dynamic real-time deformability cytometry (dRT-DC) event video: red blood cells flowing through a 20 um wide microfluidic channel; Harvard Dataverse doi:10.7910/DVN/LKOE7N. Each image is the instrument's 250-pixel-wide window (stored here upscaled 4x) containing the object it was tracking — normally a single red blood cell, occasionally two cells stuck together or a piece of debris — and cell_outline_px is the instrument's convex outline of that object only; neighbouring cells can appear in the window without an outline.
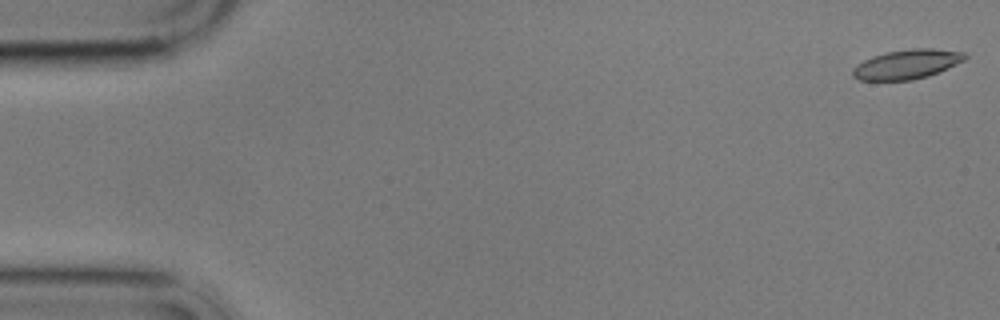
{"species": "common noctule bat (a hibernating species)", "species_latin": "Nyctalus noctula", "temperature_condition": "cold", "stored_images_in_passage": 13, "camera_frame_rate_fps": 3000, "um_per_image_px": 0.085, "animal": {"sex": "male", "body_mass_g": 17.9}, "frame": {"image": 1, "passage_image": 1, "time_ms": 0.0, "image_size_px": [1000, 320], "cell_outline_px": [[968, 56], [964, 60], [948, 68], [928, 76], [912, 80], [860, 80], [852, 76], [852, 68], [856, 64], [872, 56], [888, 52], [912, 48], [932, 48], [964, 52]], "centroid_in_image_um": [77.08, 5.46], "position_along_channel_um": 7.9, "area_um2": 19.25}}
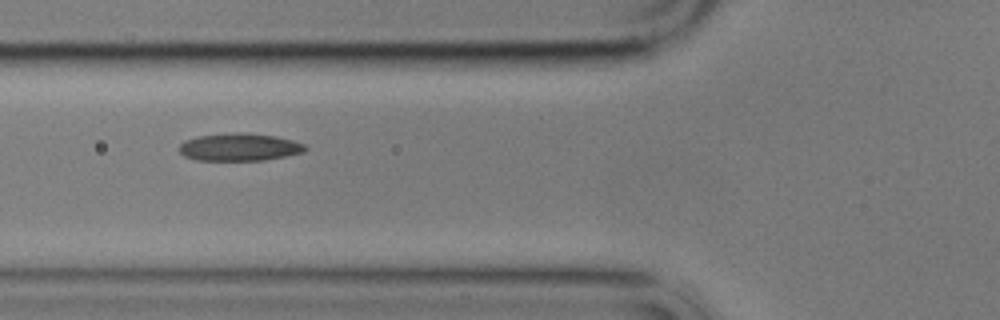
{"frame": {"image": 2, "passage_image": 6, "time_ms": 6.667, "image_size_px": [1000, 320], "cell_outline_px": [[308, 148], [304, 152], [264, 160], [196, 160], [184, 156], [180, 152], [180, 144], [184, 140], [200, 136], [236, 132], [240, 132], [276, 136], [292, 140], [304, 144]], "centroid_in_image_um": [20.35, 12.5], "position_along_channel_um": 105.4, "area_um2": 20.11}}
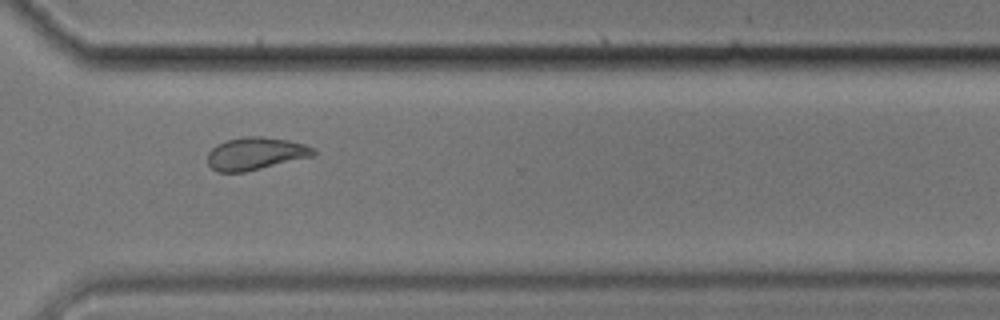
{"frame": {"image": 3, "passage_image": 12, "time_ms": 13.667, "image_size_px": [1000, 320], "cell_outline_px": [[316, 156], [244, 172], [220, 172], [212, 168], [208, 164], [208, 152], [216, 144], [228, 140], [244, 136], [260, 136], [288, 140], [304, 144], [316, 148]], "centroid_in_image_um": [21.76, 13.05], "position_along_channel_um": 348.8, "area_um2": 20.23}, "authors_computed_cell_mechanics": {"area_um2": 19.363, "velocity_mm_per_s": 3.4712, "shape_relaxation_time_tau1_ms": 8.0256, "shape_relaxation_time_tau2_ms": 2.0362, "deformation_change_tau1": 0.1534, "deformation_change_tau2": 0.0736}}